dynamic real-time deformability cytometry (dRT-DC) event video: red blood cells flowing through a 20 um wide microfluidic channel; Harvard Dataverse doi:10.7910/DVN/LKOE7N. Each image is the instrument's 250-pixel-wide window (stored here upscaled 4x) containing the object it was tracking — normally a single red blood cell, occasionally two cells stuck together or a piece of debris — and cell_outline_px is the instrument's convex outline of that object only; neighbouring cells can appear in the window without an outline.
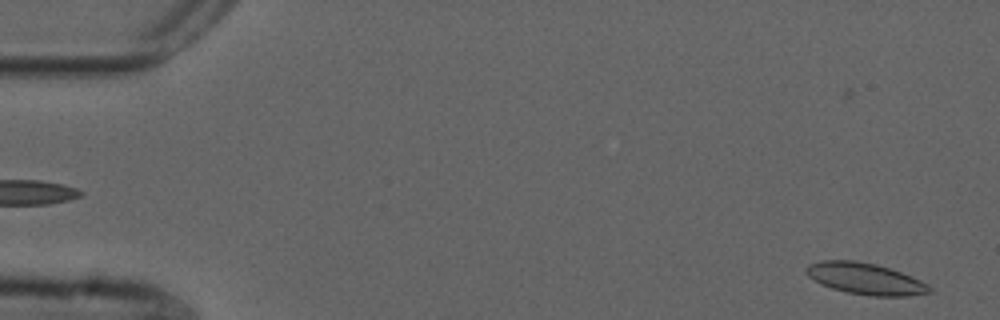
{"species": "common noctule bat (a hibernating species)", "species_latin": "Nyctalus noctula", "temperature_condition": "cold", "stored_images_in_passage": 55, "camera_frame_rate_fps": 3000, "um_per_image_px": 0.085, "animal": {"sex": "male", "forearm_length_mm": 52.5}, "frame": {"image": 1, "passage_image": 2, "time_ms": 0.333, "image_size_px": [1000, 320], "cell_outline_px": [[932, 292], [908, 296], [872, 296], [848, 292], [832, 288], [820, 284], [812, 280], [804, 272], [804, 268], [808, 264], [820, 260], [856, 260], [876, 264], [900, 272], [920, 280], [928, 284], [932, 288]], "centroid_in_image_um": [73.5, 23.68], "position_along_channel_um": 11.5, "area_um2": 22.72}}
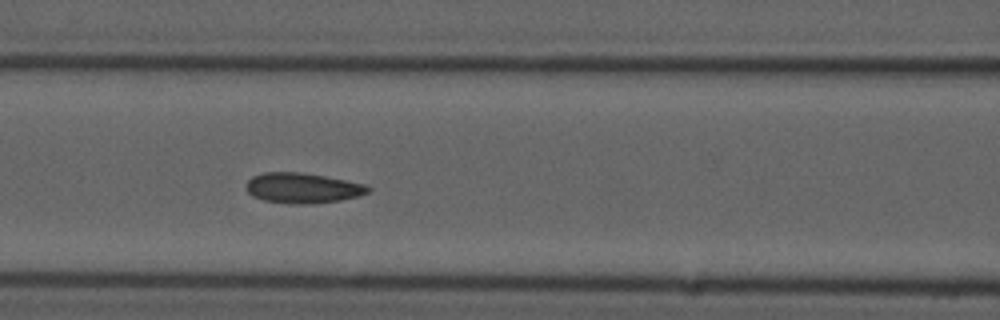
{"frame": {"image": 2, "passage_image": 23, "time_ms": 7.333, "image_size_px": [1000, 320], "cell_outline_px": [[372, 188], [368, 192], [360, 196], [340, 200], [312, 204], [296, 204], [264, 200], [252, 196], [248, 192], [248, 180], [252, 176], [264, 172], [300, 172], [324, 176], [364, 184]], "centroid_in_image_um": [25.74, 15.98], "position_along_channel_um": 140.9, "area_um2": 21.33}}
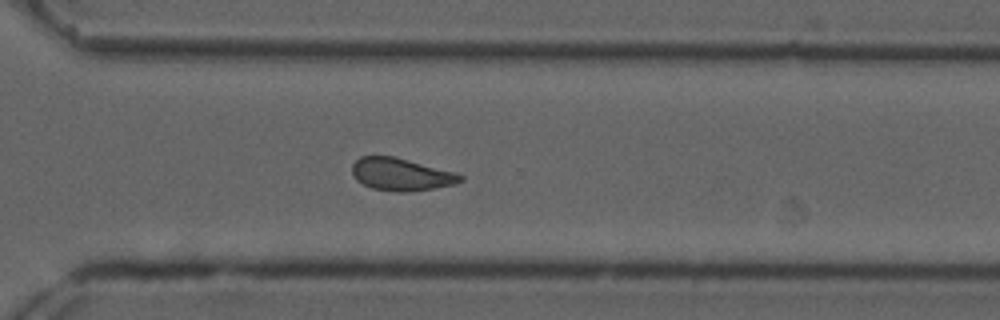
{"frame": {"image": 3, "passage_image": 39, "time_ms": 12.667, "image_size_px": [1000, 320], "cell_outline_px": [[464, 180], [456, 184], [408, 192], [396, 192], [372, 188], [356, 180], [352, 172], [352, 164], [360, 156], [396, 156], [456, 172], [464, 176]], "centroid_in_image_um": [34.12, 14.81], "position_along_channel_um": 336.5, "area_um2": 20.69}, "authors_computed_cell_mechanics": {"area_um2": 21.2704, "velocity_mm_per_s": 3.6786, "shape_relaxation_time_tau1_ms": 8.4059, "shape_relaxation_time_tau2_ms": 2.7139, "deformation_change_tau1": 0.1426, "deformation_change_tau2": 0.0829}}